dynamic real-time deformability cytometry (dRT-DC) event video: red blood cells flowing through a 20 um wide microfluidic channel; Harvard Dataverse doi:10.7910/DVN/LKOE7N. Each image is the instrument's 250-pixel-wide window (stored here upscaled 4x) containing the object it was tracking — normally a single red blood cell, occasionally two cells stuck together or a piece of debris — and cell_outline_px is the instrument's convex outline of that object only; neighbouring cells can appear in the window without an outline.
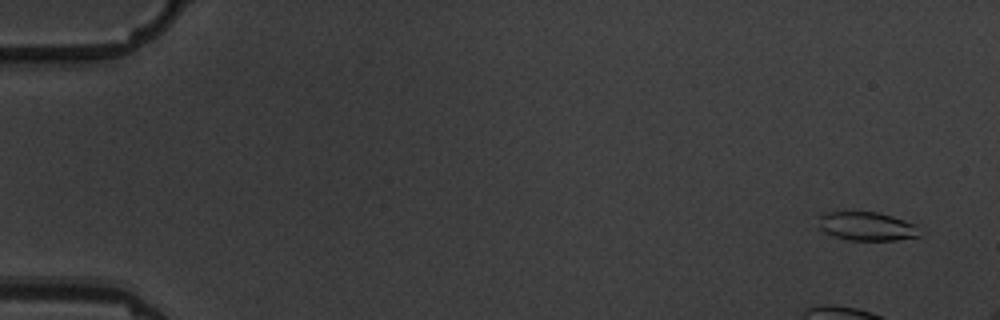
{"species": "common noctule bat (a hibernating species)", "species_latin": "Nyctalus noctula", "temperature_condition": "warm", "stored_images_in_passage": 5, "camera_frame_rate_fps": 3000, "um_per_image_px": 0.085, "animal": {"sex": "male", "body_mass_g": 19.5, "forearm_length_mm": 54.6}, "frame": {"image": 1, "passage_image": 1, "time_ms": 0.0, "image_size_px": [1000, 320], "cell_outline_px": [[928, 232], [920, 236], [896, 240], [848, 240], [824, 232], [820, 228], [816, 216], [820, 212], [876, 212], [892, 216], [916, 224]], "centroid_in_image_um": [73.73, 19.23], "position_along_channel_um": 11.3, "area_um2": 17.4}}